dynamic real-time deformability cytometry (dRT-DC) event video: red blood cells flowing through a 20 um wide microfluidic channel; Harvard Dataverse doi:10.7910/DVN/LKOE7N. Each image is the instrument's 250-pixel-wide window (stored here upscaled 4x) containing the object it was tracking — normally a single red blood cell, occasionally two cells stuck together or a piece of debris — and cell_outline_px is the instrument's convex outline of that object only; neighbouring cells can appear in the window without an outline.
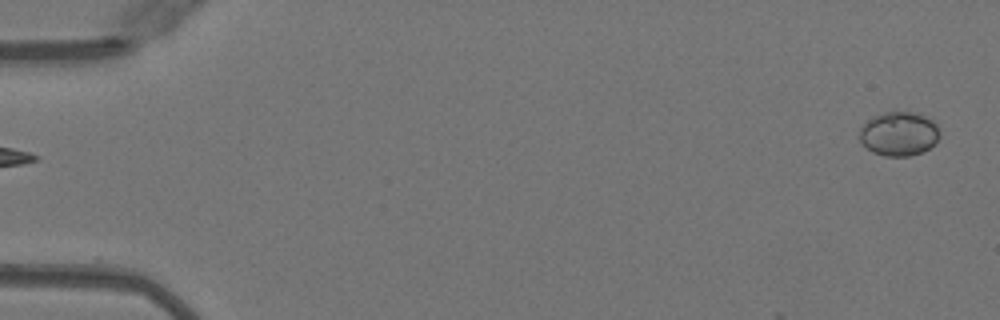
{"species": "Egyptian fruit bat (a non-hibernating species)", "species_latin": "Rousettus aegyptiacus", "temperature_condition": "warm", "stored_images_in_passage": 16, "camera_frame_rate_fps": 3000, "um_per_image_px": 0.085, "animal": {"sex": "female"}, "frame": {"image": 1, "passage_image": 1, "time_ms": 0.0, "image_size_px": [1000, 320], "cell_outline_px": [[940, 136], [936, 144], [920, 152], [908, 156], [884, 156], [872, 152], [860, 144], [860, 128], [872, 116], [884, 112], [912, 112], [924, 116], [932, 120], [940, 128]], "centroid_in_image_um": [76.41, 11.38], "position_along_channel_um": 8.6, "area_um2": 20.75}}
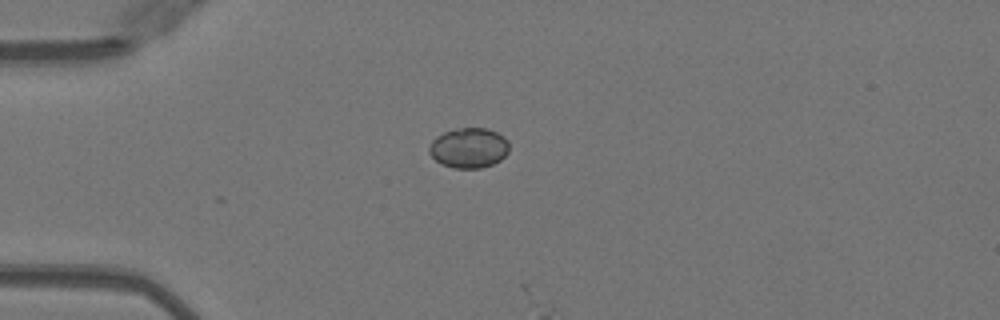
{"frame": {"image": 2, "passage_image": 13, "time_ms": 4.0, "image_size_px": [1000, 320], "cell_outline_px": [[508, 152], [500, 160], [492, 164], [480, 168], [452, 168], [436, 160], [428, 152], [428, 148], [432, 140], [436, 136], [444, 132], [456, 128], [488, 128], [504, 136], [508, 140]], "centroid_in_image_um": [39.85, 12.56], "position_along_channel_um": 45.2, "area_um2": 18.73}}